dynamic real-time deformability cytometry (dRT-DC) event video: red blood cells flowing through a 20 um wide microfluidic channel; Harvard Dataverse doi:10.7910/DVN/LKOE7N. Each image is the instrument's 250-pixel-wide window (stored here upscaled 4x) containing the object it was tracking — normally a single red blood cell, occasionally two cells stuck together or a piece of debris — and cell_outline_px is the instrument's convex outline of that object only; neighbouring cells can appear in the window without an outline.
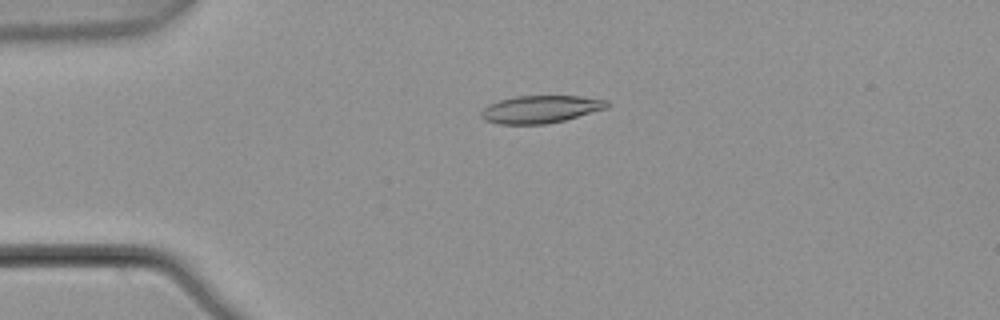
{"species": "common noctule bat (a hibernating species)", "species_latin": "Nyctalus noctula", "temperature_condition": "warm", "stored_images_in_passage": 4, "camera_frame_rate_fps": 3000, "um_per_image_px": 0.085, "animal": {"sex": "male", "body_mass_g": 21.5, "forearm_length_mm": 52.0}, "frame": {"image": 1, "passage_image": 3, "time_ms": 0.667, "image_size_px": [1000, 320], "cell_outline_px": [[608, 108], [564, 120], [544, 124], [500, 124], [484, 120], [480, 116], [480, 112], [488, 104], [500, 100], [516, 96], [580, 96], [608, 100]], "centroid_in_image_um": [45.93, 9.28], "position_along_channel_um": 39.1, "area_um2": 20.17}}